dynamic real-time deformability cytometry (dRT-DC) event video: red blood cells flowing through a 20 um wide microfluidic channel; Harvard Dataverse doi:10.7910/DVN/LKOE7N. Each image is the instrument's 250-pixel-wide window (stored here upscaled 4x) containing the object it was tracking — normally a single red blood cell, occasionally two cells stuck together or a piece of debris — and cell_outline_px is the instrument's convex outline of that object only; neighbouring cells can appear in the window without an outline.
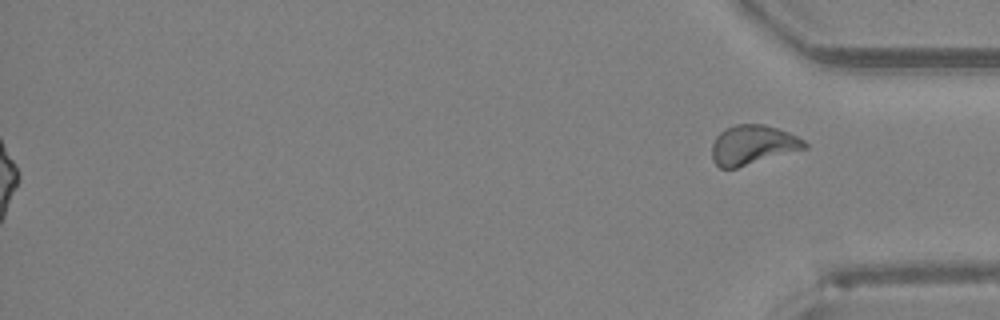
{"species": "Egyptian fruit bat (a non-hibernating species)", "species_latin": "Rousettus aegyptiacus", "temperature_condition": "room temperature", "stored_images_in_passage": 42, "segment_of_instrument_passage": [2, 2], "camera_frame_rate_fps": 3000, "um_per_image_px": 0.085, "animal": {"sex": "female"}, "frame": {"image": 1, "passage_image": 42, "time_ms": 13.667, "image_size_px": [1000, 320], "cell_outline_px": [[808, 148], [736, 168], [720, 168], [712, 160], [712, 144], [716, 136], [720, 132], [736, 124], [764, 124], [788, 132], [804, 140], [808, 144]], "centroid_in_image_um": [63.99, 12.32], "position_along_channel_um": 371.2, "area_um2": 21.27}}